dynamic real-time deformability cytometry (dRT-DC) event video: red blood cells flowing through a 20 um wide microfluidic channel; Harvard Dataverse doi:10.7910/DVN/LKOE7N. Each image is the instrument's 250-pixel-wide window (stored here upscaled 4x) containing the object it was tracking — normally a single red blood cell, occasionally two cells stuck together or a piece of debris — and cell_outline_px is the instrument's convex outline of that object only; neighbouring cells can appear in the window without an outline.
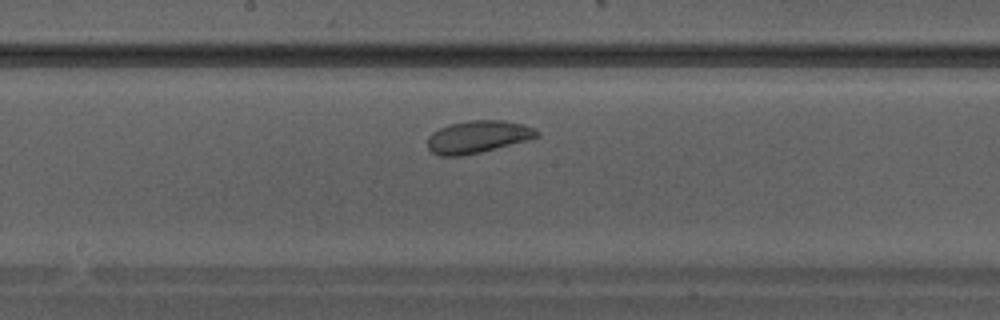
{"species": "Egyptian fruit bat (a non-hibernating species)", "species_latin": "Rousettus aegyptiacus", "temperature_condition": "warm", "stored_images_in_passage": 29, "camera_frame_rate_fps": 3000, "um_per_image_px": 0.085, "animal": {"sex": "male"}, "frame": {"image": 1, "passage_image": 13, "time_ms": 4.0, "image_size_px": [1000, 320], "cell_outline_px": [[540, 136], [528, 140], [480, 152], [460, 156], [440, 156], [432, 152], [428, 148], [428, 136], [432, 132], [448, 124], [468, 120], [504, 120], [524, 124], [540, 132]], "centroid_in_image_um": [40.61, 11.62], "position_along_channel_um": 207.6, "area_um2": 20.69}}